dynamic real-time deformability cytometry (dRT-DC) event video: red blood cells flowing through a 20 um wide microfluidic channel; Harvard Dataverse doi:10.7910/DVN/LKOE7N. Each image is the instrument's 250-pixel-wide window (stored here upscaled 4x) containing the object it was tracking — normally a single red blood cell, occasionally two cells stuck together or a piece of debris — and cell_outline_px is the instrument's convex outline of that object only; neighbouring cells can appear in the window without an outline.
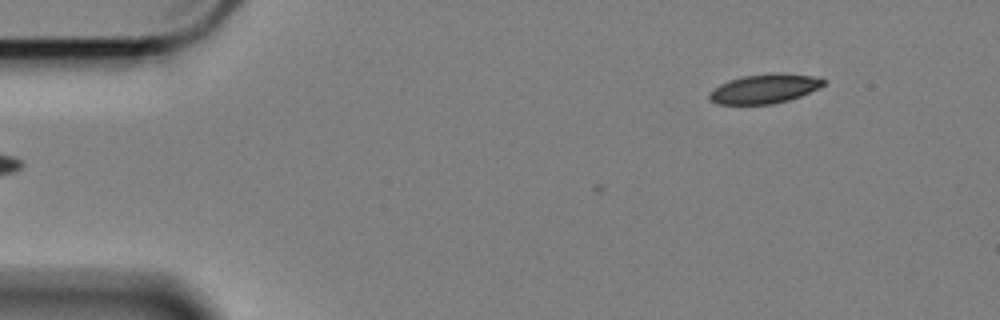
{"species": "Egyptian fruit bat (a non-hibernating species)", "species_latin": "Rousettus aegyptiacus", "temperature_condition": "cold", "stored_images_in_passage": 5, "camera_frame_rate_fps": 3000, "um_per_image_px": 0.085, "animal": {"sex": "female"}, "frame": {"image": 1, "passage_image": 5, "time_ms": 1.333, "image_size_px": [1000, 320], "cell_outline_px": [[828, 80], [820, 88], [800, 96], [788, 100], [772, 104], [716, 104], [708, 96], [708, 92], [720, 84], [728, 80], [744, 76], [772, 72], [780, 72], [812, 76]], "centroid_in_image_um": [64.99, 7.53], "position_along_channel_um": 20.0, "area_um2": 19.65}}